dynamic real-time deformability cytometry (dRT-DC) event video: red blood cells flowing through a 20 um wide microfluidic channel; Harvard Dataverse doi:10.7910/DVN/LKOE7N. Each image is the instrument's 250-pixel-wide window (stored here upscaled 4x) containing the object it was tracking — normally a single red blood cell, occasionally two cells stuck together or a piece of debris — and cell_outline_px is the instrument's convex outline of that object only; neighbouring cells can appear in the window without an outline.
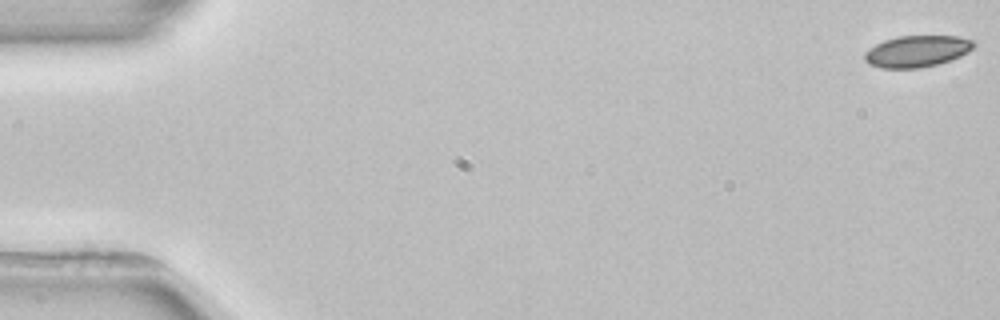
{"species": "common noctule bat (a hibernating species)", "species_latin": "Nyctalus noctula", "temperature_condition": "room temperature", "stored_images_in_passage": 4, "camera_frame_rate_fps": 3000, "um_per_image_px": 0.085, "animal": {"sex": "female", "body_mass_g": 22.7, "forearm_length_mm": 54.2}, "frame": {"image": 1, "passage_image": 1, "time_ms": 0.0, "image_size_px": [1000, 320], "cell_outline_px": [[976, 44], [968, 52], [960, 56], [936, 64], [920, 68], [880, 68], [868, 64], [864, 60], [864, 52], [876, 44], [884, 40], [900, 36], [960, 36], [972, 40]], "centroid_in_image_um": [77.92, 4.35], "position_along_channel_um": 7.1, "area_um2": 20.0}}